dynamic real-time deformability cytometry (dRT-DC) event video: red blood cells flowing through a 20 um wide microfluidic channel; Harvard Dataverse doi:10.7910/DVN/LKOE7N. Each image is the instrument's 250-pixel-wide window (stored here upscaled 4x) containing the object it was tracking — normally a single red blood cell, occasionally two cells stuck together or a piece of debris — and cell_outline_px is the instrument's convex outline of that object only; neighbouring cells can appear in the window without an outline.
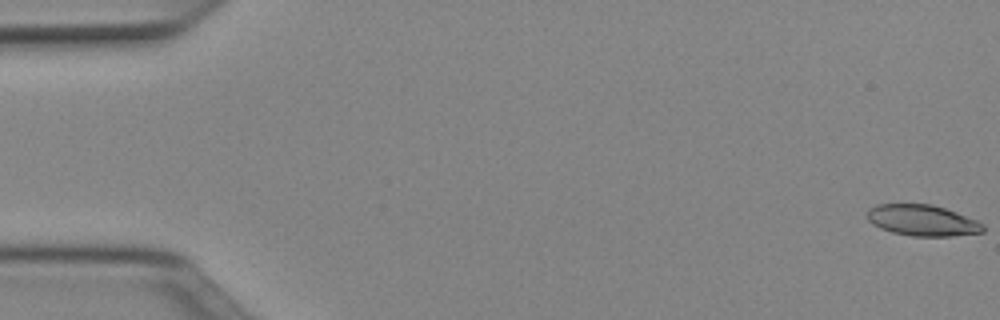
{"species": "Egyptian fruit bat (a non-hibernating species)", "species_latin": "Rousettus aegyptiacus", "temperature_condition": "cold", "stored_images_in_passage": 51, "camera_frame_rate_fps": 3000, "um_per_image_px": 0.085, "animal": {"sex": "female"}, "frame": {"image": 1, "passage_image": 1, "time_ms": 0.0, "image_size_px": [1000, 320], "cell_outline_px": [[984, 232], [952, 236], [912, 236], [892, 232], [880, 228], [872, 224], [868, 220], [868, 208], [876, 204], [932, 204], [956, 212], [976, 220], [984, 224]], "centroid_in_image_um": [78.4, 18.73], "position_along_channel_um": 6.6, "area_um2": 20.98}}
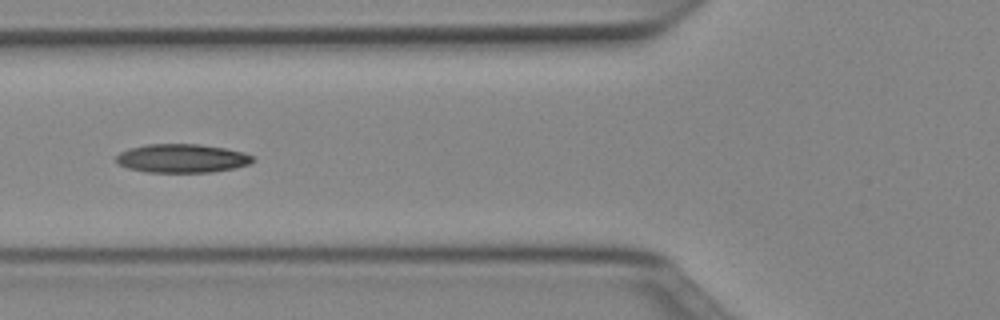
{"frame": {"image": 2, "passage_image": 20, "time_ms": 6.333, "image_size_px": [1000, 320], "cell_outline_px": [[252, 160], [248, 164], [236, 168], [212, 172], [144, 172], [128, 168], [116, 164], [116, 156], [120, 152], [128, 148], [148, 144], [200, 144], [224, 148], [244, 152], [252, 156]], "centroid_in_image_um": [15.42, 13.46], "position_along_channel_um": 110.4, "area_um2": 22.89}}
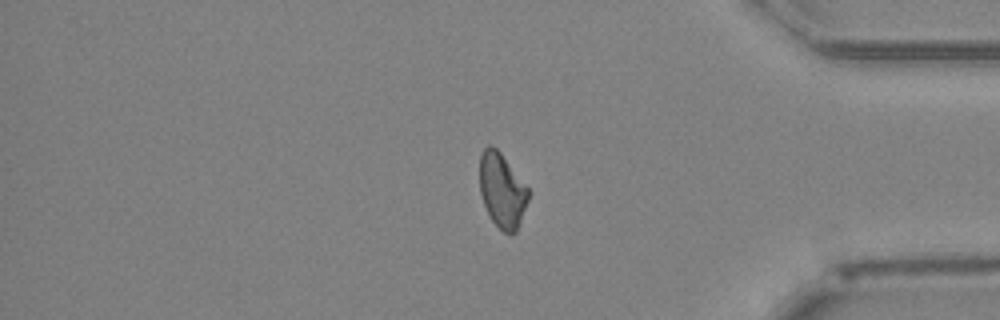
{"frame": {"image": 3, "passage_image": 43, "time_ms": 14.0, "image_size_px": [1000, 320], "cell_outline_px": [[528, 200], [516, 232], [512, 236], [504, 232], [492, 220], [484, 204], [480, 192], [480, 156], [484, 148], [488, 144], [492, 144], [500, 152], [528, 188]], "centroid_in_image_um": [42.66, 16.18], "position_along_channel_um": 392.5, "area_um2": 20.87}, "authors_computed_cell_mechanics": {"area_um2": 21.7906, "velocity_mm_per_s": 3.9878, "shape_relaxation_time_tau1_ms": null, "shape_relaxation_time_tau2_ms": 5.6689, "deformation_change_tau1": null, "deformation_change_tau2": 0.1277}}